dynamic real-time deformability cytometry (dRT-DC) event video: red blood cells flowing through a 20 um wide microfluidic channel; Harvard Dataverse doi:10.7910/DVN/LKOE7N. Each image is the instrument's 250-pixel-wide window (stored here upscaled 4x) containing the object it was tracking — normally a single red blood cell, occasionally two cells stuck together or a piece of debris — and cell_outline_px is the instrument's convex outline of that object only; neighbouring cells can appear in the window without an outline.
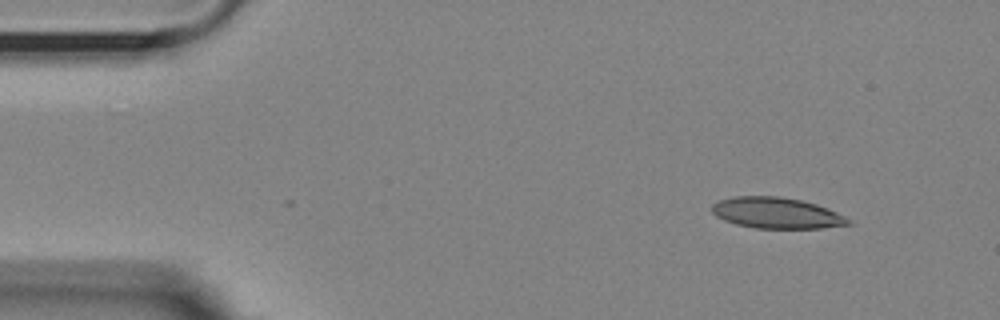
{"species": "Egyptian fruit bat (a non-hibernating species)", "species_latin": "Rousettus aegyptiacus", "temperature_condition": "room temperature", "stored_images_in_passage": 5, "camera_frame_rate_fps": 3000, "um_per_image_px": 0.085, "animal": {"sex": "female"}, "frame": {"image": 1, "passage_image": 5, "time_ms": 1.333, "image_size_px": [1000, 320], "cell_outline_px": [[852, 224], [824, 228], [756, 228], [736, 224], [724, 220], [716, 216], [712, 212], [712, 204], [720, 200], [736, 196], [780, 196], [800, 200], [816, 204], [828, 208], [852, 220]], "centroid_in_image_um": [66.03, 18.1], "position_along_channel_um": 19.0, "area_um2": 24.62}}